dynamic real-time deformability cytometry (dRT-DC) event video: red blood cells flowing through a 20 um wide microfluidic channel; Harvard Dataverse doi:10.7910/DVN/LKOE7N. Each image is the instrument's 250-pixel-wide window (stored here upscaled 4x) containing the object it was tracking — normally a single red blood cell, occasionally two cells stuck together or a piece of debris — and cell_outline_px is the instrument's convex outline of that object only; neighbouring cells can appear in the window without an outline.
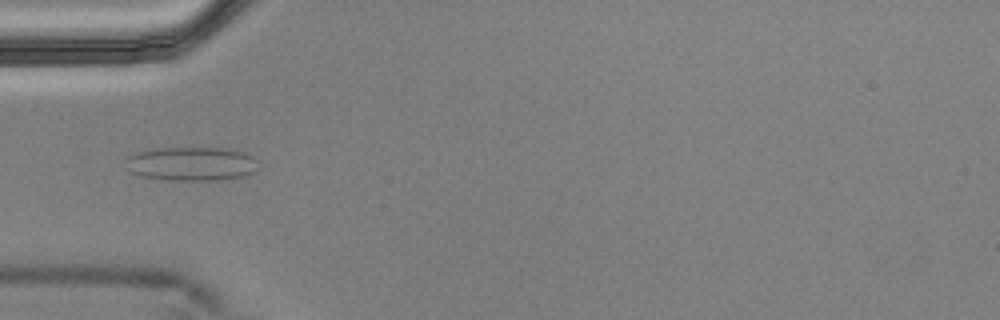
{"species": "Egyptian fruit bat (a non-hibernating species)", "species_latin": "Rousettus aegyptiacus", "temperature_condition": "cold", "stored_images_in_passage": 54, "camera_frame_rate_fps": 3000, "um_per_image_px": 0.085, "animal": {"sex": "male"}, "frame": {"image": 1, "passage_image": 16, "time_ms": 5.0, "image_size_px": [1000, 320], "cell_outline_px": [[256, 172], [240, 176], [220, 180], [172, 180], [140, 176], [132, 172], [128, 156], [132, 152], [156, 148], [224, 148], [244, 152], [252, 156], [256, 160]], "centroid_in_image_um": [16.3, 13.91], "position_along_channel_um": 68.7, "area_um2": 25.89}}
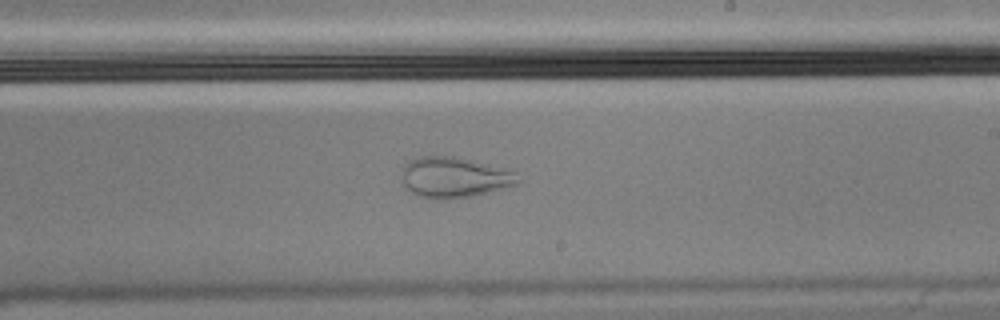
{"frame": {"image": 2, "passage_image": 31, "time_ms": 10.0, "image_size_px": [1000, 320], "cell_outline_px": [[520, 184], [488, 192], [468, 196], [420, 196], [412, 192], [404, 184], [404, 164], [420, 156], [456, 156], [504, 168], [516, 172], [520, 180]], "centroid_in_image_um": [38.7, 15.02], "position_along_channel_um": 250.3, "area_um2": 26.47}}